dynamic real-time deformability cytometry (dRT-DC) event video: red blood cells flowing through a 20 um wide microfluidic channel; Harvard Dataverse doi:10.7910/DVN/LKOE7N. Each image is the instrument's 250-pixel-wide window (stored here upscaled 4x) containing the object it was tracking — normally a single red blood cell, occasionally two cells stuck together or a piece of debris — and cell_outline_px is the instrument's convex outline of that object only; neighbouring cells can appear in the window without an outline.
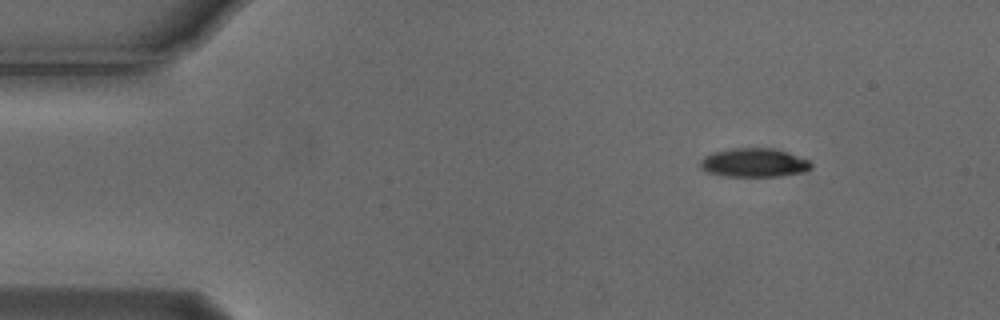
{"species": "Egyptian fruit bat (a non-hibernating species)", "species_latin": "Rousettus aegyptiacus", "temperature_condition": "cold", "stored_images_in_passage": 49, "camera_frame_rate_fps": 3000, "um_per_image_px": 0.085, "animal": {"sex": "male"}, "frame": {"image": 1, "passage_image": 1, "time_ms": 0.0, "image_size_px": [1000, 320], "cell_outline_px": [[812, 168], [804, 172], [780, 176], [724, 176], [704, 172], [700, 168], [700, 160], [704, 156], [712, 152], [732, 148], [776, 148], [788, 152], [808, 160], [812, 164]], "centroid_in_image_um": [64.06, 13.83], "position_along_channel_um": 20.9, "area_um2": 18.84}}
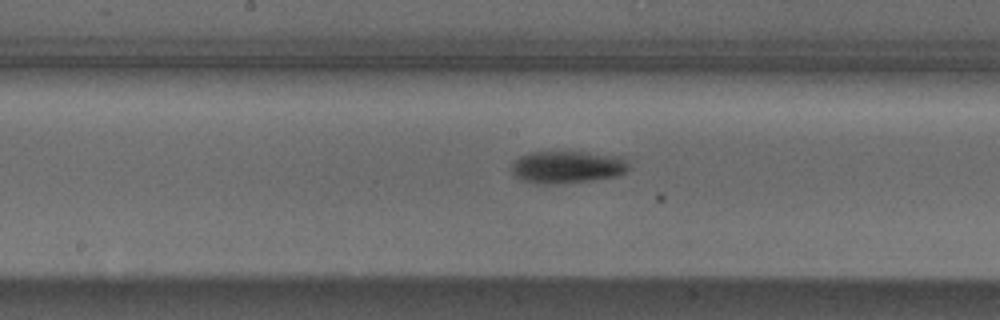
{"frame": {"image": 2, "passage_image": 22, "time_ms": 7.0, "image_size_px": [1000, 320], "cell_outline_px": [[628, 168], [624, 172], [616, 176], [588, 180], [556, 184], [540, 184], [520, 180], [512, 172], [512, 164], [520, 156], [532, 152], [584, 152], [624, 156], [628, 160]], "centroid_in_image_um": [48.23, 14.19], "position_along_channel_um": 200.0, "area_um2": 22.02}}
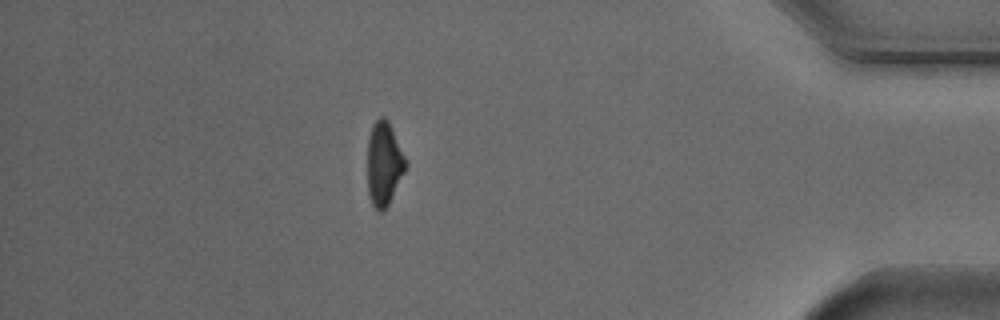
{"frame": {"image": 3, "passage_image": 42, "time_ms": 13.667, "image_size_px": [1000, 320], "cell_outline_px": [[408, 164], [388, 204], [380, 212], [372, 204], [368, 192], [368, 136], [372, 124], [380, 116], [384, 116], [388, 120], [392, 128]], "centroid_in_image_um": [32.63, 13.86], "position_along_channel_um": 402.6, "area_um2": 18.44}, "authors_computed_cell_mechanics": {"area_um2": 19.652, "velocity_mm_per_s": 3.7372, "shape_relaxation_time_tau1_ms": 2.7344, "shape_relaxation_time_tau2_ms": null, "deformation_change_tau1": 0.1087, "deformation_change_tau2": null}}